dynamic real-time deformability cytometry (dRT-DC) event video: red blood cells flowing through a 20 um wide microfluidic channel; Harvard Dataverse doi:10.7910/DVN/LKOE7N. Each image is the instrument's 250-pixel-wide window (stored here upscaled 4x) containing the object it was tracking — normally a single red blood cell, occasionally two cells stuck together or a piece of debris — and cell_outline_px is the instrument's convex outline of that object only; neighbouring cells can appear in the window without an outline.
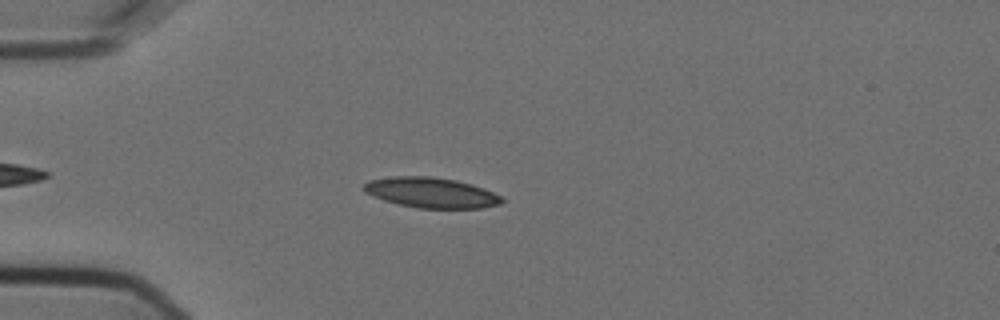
{"species": "Egyptian fruit bat (a non-hibernating species)", "species_latin": "Rousettus aegyptiacus", "temperature_condition": "cold", "stored_images_in_passage": 46, "camera_frame_rate_fps": 3000, "um_per_image_px": 0.085, "animal": {"sex": "female"}, "frame": {"image": 1, "passage_image": 9, "time_ms": 2.667, "image_size_px": [1000, 320], "cell_outline_px": [[504, 200], [500, 204], [484, 208], [416, 208], [396, 204], [372, 196], [364, 192], [364, 184], [368, 180], [392, 176], [432, 176], [456, 180], [472, 184], [484, 188], [500, 196]], "centroid_in_image_um": [36.63, 16.37], "position_along_channel_um": 48.4, "area_um2": 24.57}}
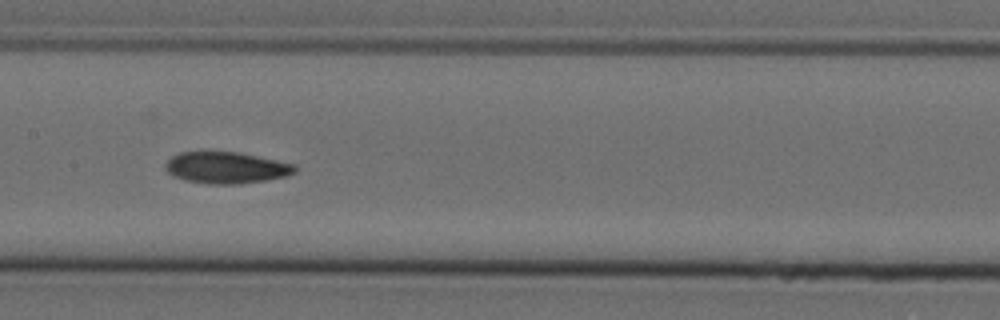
{"frame": {"image": 2, "passage_image": 22, "time_ms": 7.0, "image_size_px": [1000, 320], "cell_outline_px": [[296, 172], [288, 176], [240, 184], [208, 184], [184, 180], [172, 176], [164, 168], [164, 164], [172, 156], [180, 152], [200, 148], [208, 148], [240, 152], [296, 164]], "centroid_in_image_um": [19.17, 14.2], "position_along_channel_um": 188.2, "area_um2": 24.97}}
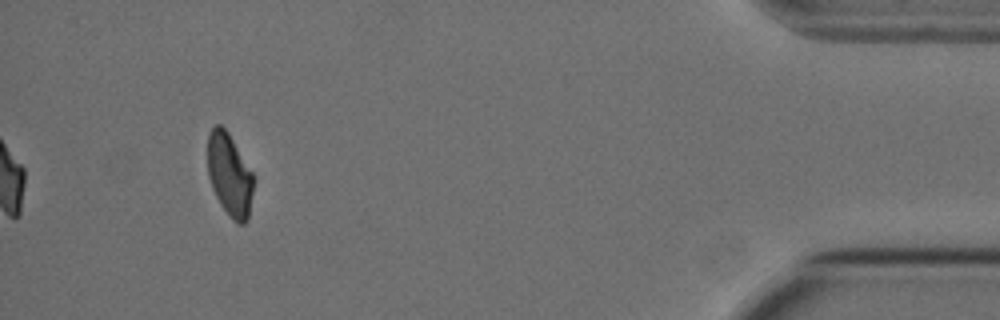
{"frame": {"image": 3, "passage_image": 46, "time_ms": 15.0, "image_size_px": [1000, 320], "cell_outline_px": [[252, 192], [248, 220], [244, 224], [236, 224], [232, 220], [220, 204], [212, 188], [208, 176], [208, 132], [216, 124], [220, 124], [228, 132], [252, 172]], "centroid_in_image_um": [19.49, 14.87], "position_along_channel_um": 415.7, "area_um2": 21.96}, "authors_computed_cell_mechanics": {"area_um2": 23.9292, "velocity_mm_per_s": 3.6206, "shape_relaxation_time_tau1_ms": 7.5723, "shape_relaxation_time_tau2_ms": 3.9137, "deformation_change_tau1": 0.1662, "deformation_change_tau2": 0.0907}}